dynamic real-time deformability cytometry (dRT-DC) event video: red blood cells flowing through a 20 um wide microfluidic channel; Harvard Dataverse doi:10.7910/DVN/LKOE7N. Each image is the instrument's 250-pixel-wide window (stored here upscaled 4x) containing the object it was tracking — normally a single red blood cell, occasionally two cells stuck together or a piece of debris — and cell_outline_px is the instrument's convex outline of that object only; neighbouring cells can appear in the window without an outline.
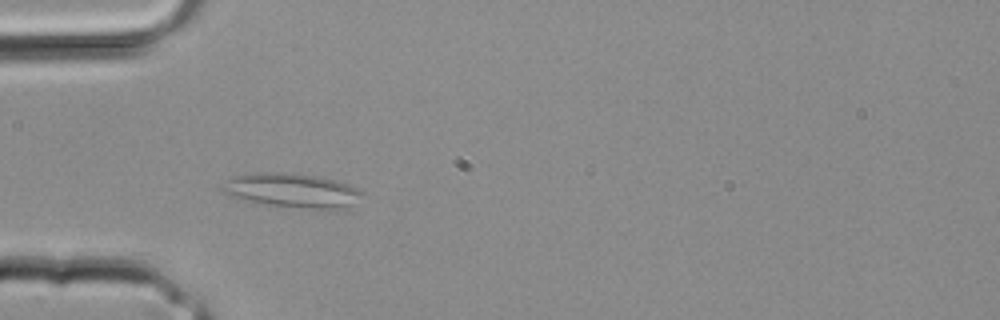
{"species": "common noctule bat (a hibernating species)", "species_latin": "Nyctalus noctula", "temperature_condition": "room temperature", "stored_images_in_passage": 27, "camera_frame_rate_fps": 3000, "um_per_image_px": 0.085, "animal": {"sex": "male", "body_mass_g": 20.4}, "frame": {"image": 1, "passage_image": 3, "time_ms": 0.667, "image_size_px": [1000, 320], "cell_outline_px": [[364, 192], [352, 204], [336, 212], [268, 204], [244, 200], [228, 196], [220, 188], [232, 176], [256, 172], [280, 172], [316, 176], [336, 180], [348, 184]], "centroid_in_image_um": [24.84, 16.21], "position_along_channel_um": 60.2, "area_um2": 28.15}}
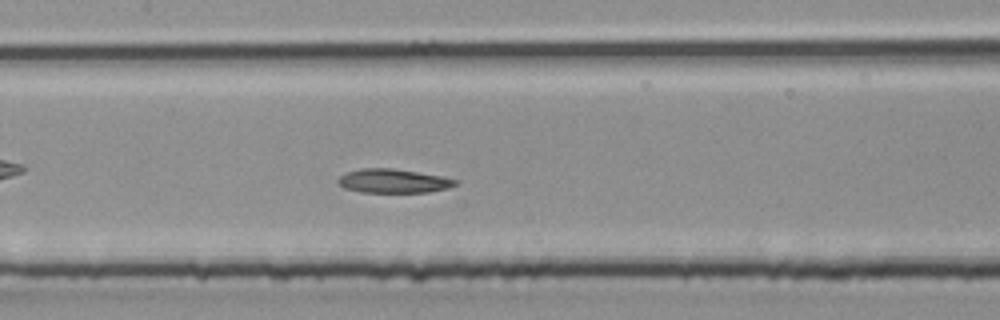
{"frame": {"image": 2, "passage_image": 9, "time_ms": 2.667, "image_size_px": [1000, 320], "cell_outline_px": [[456, 184], [448, 188], [428, 192], [360, 192], [344, 188], [336, 184], [336, 180], [344, 172], [360, 168], [392, 168], [440, 176], [456, 180]], "centroid_in_image_um": [33.32, 15.38], "position_along_channel_um": 174.1, "area_um2": 16.36}}
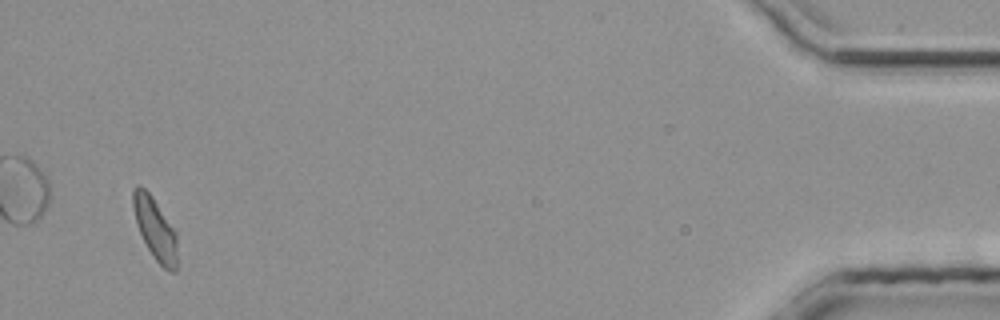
{"frame": {"image": 3, "passage_image": 26, "time_ms": 8.333, "image_size_px": [1000, 320], "cell_outline_px": [[176, 272], [172, 272], [164, 268], [152, 256], [140, 232], [132, 208], [132, 188], [136, 184], [140, 184], [152, 196], [176, 232]], "centroid_in_image_um": [13.16, 19.4], "position_along_channel_um": 422.0, "area_um2": 15.78}}